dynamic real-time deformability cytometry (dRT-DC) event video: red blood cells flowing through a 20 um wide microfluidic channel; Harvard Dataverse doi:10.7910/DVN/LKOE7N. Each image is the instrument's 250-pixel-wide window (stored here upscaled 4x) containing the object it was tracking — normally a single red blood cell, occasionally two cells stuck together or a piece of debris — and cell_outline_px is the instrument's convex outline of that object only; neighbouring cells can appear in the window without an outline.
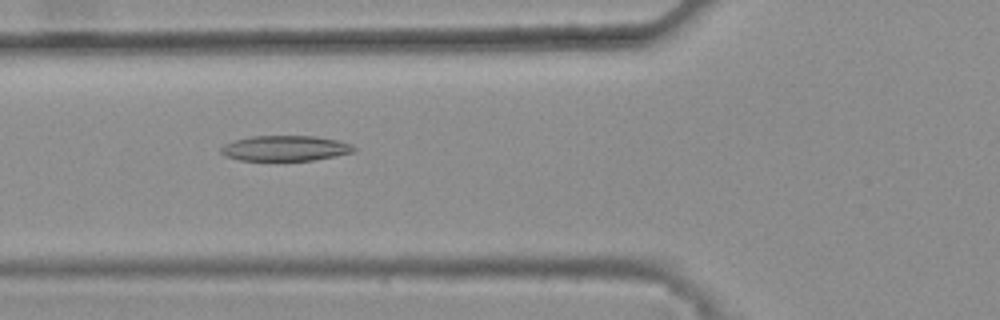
{"species": "common noctule bat (a hibernating species)", "species_latin": "Nyctalus noctula", "temperature_condition": "warm", "stored_images_in_passage": 47, "camera_frame_rate_fps": 3000, "um_per_image_px": 0.085, "animal": {"sex": "female", "body_mass_g": 25.1}, "frame": {"image": 1, "passage_image": 19, "time_ms": 6.0, "image_size_px": [1000, 320], "cell_outline_px": [[356, 148], [352, 152], [336, 156], [312, 160], [240, 160], [224, 156], [220, 152], [220, 148], [224, 144], [236, 140], [252, 136], [316, 136], [340, 140], [352, 144]], "centroid_in_image_um": [24.26, 12.6], "position_along_channel_um": 101.5, "area_um2": 19.65}}
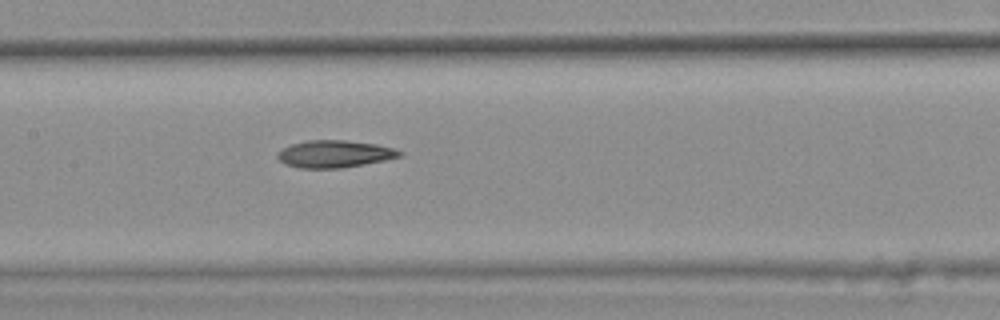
{"frame": {"image": 2, "passage_image": 25, "time_ms": 8.0, "image_size_px": [1000, 320], "cell_outline_px": [[404, 156], [384, 160], [340, 168], [300, 168], [284, 164], [276, 156], [276, 152], [280, 148], [292, 144], [308, 140], [344, 140], [376, 144], [396, 148], [404, 152]], "centroid_in_image_um": [28.43, 13.08], "position_along_channel_um": 179.0, "area_um2": 19.54}}
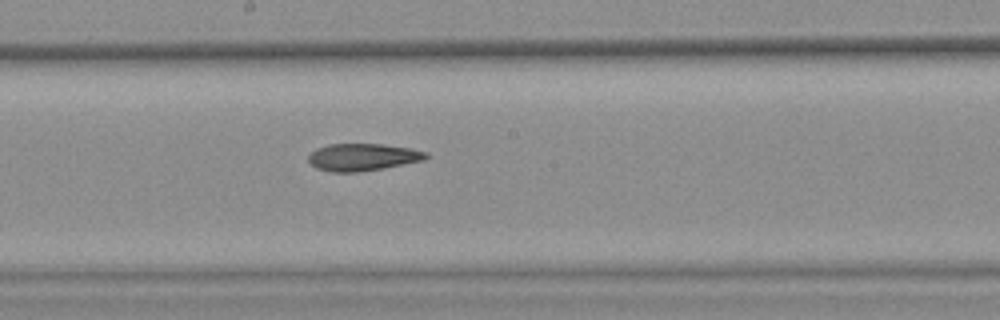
{"frame": {"image": 3, "passage_image": 28, "time_ms": 9.0, "image_size_px": [1000, 320], "cell_outline_px": [[428, 156], [424, 160], [384, 168], [356, 172], [332, 172], [316, 168], [308, 160], [308, 156], [316, 148], [328, 144], [384, 144], [412, 148], [428, 152]], "centroid_in_image_um": [30.84, 13.35], "position_along_channel_um": 217.4, "area_um2": 18.73}, "authors_computed_cell_mechanics": {"area_um2": 19.4208, "velocity_mm_per_s": 3.8559, "shape_relaxation_time_tau1_ms": null, "shape_relaxation_time_tau2_ms": 7.7324, "deformation_change_tau1": null, "deformation_change_tau2": 0.1857}}